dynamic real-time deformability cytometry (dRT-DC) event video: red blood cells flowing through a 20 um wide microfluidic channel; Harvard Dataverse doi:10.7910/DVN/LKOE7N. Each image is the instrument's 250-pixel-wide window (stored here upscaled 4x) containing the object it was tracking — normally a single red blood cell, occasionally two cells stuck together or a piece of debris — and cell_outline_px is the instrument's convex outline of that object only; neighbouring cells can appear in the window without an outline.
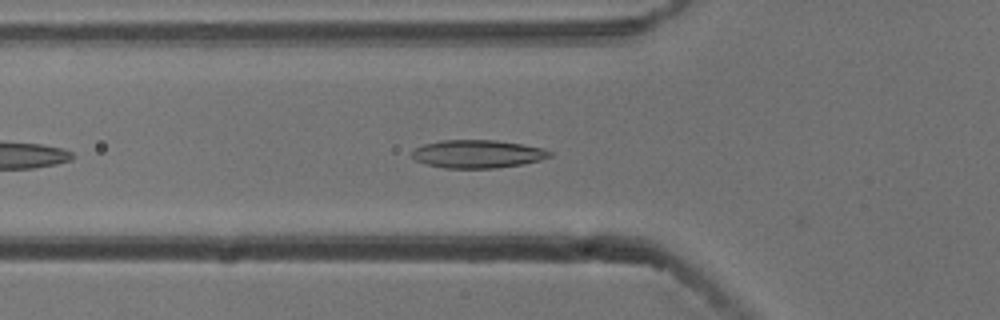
{"species": "common noctule bat (a hibernating species)", "species_latin": "Nyctalus noctula", "temperature_condition": "cold", "stored_images_in_passage": 21, "camera_frame_rate_fps": 3000, "um_per_image_px": 0.085, "animal": {"sex": "male", "body_mass_g": 13.3}, "frame": {"image": 1, "passage_image": 4, "time_ms": 1.0, "image_size_px": [1000, 320], "cell_outline_px": [[552, 156], [540, 160], [524, 164], [496, 168], [444, 168], [424, 164], [416, 160], [412, 156], [412, 152], [416, 148], [424, 144], [440, 140], [496, 140], [544, 148], [552, 152]], "centroid_in_image_um": [40.61, 13.09], "position_along_channel_um": 85.2, "area_um2": 22.6}}
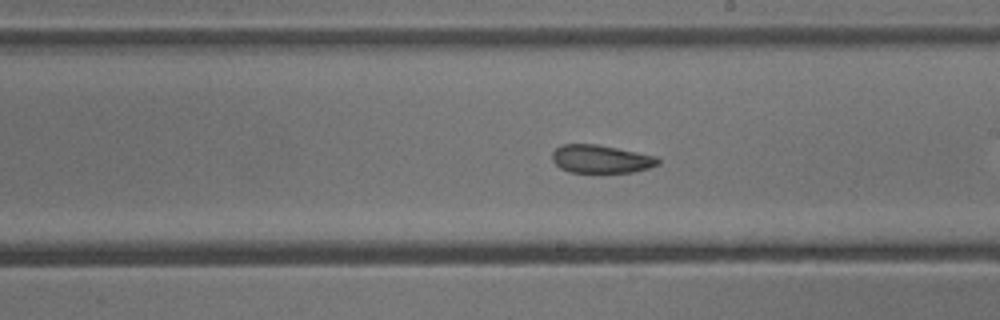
{"frame": {"image": 2, "passage_image": 13, "time_ms": 4.0, "image_size_px": [1000, 320], "cell_outline_px": [[660, 164], [648, 168], [632, 172], [568, 172], [560, 168], [552, 160], [552, 152], [560, 144], [596, 144], [656, 156], [660, 160]], "centroid_in_image_um": [51.05, 13.51], "position_along_channel_um": 237.9, "area_um2": 17.28}}
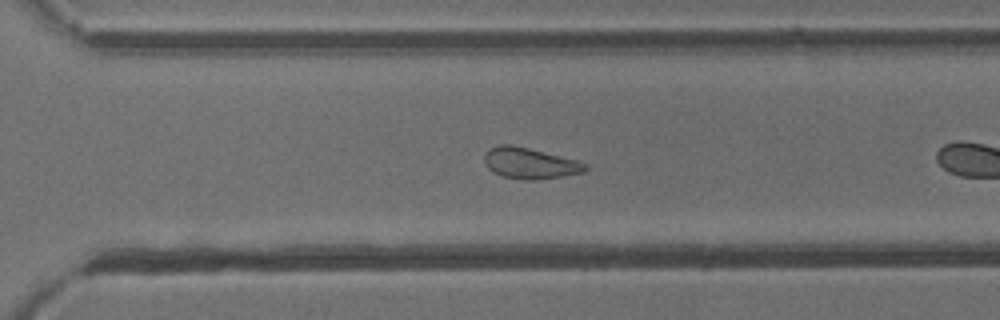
{"frame": {"image": 3, "passage_image": 20, "time_ms": 6.333, "image_size_px": [1000, 320], "cell_outline_px": [[588, 168], [584, 172], [564, 176], [532, 180], [520, 180], [504, 176], [492, 172], [488, 168], [484, 160], [484, 152], [488, 148], [500, 144], [508, 144], [528, 148], [576, 160], [588, 164]], "centroid_in_image_um": [45.01, 13.88], "position_along_channel_um": 325.6, "area_um2": 18.26}}